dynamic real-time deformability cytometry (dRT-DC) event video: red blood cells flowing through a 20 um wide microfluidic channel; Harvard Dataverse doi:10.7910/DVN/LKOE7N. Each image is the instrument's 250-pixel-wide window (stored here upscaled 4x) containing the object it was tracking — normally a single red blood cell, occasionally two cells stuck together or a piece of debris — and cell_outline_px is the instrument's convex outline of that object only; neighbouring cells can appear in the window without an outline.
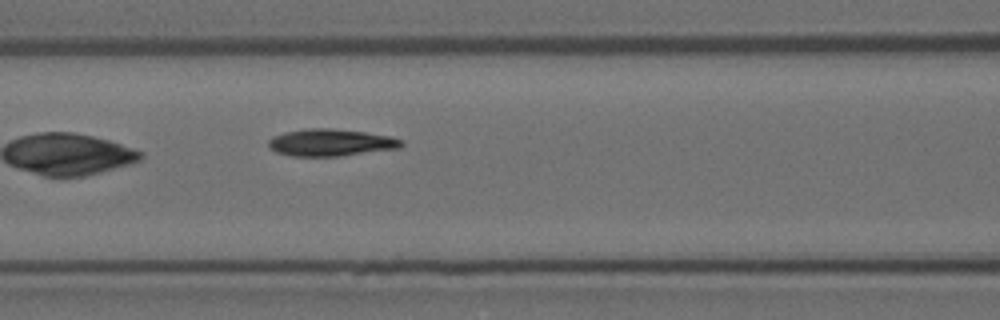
{"species": "Egyptian fruit bat (a non-hibernating species)", "species_latin": "Rousettus aegyptiacus", "temperature_condition": "room temperature", "stored_images_in_passage": 8, "camera_frame_rate_fps": 3000, "um_per_image_px": 0.085, "animal": {"sex": "female"}, "frame": {"image": 1, "passage_image": 8, "time_ms": 2.333, "image_size_px": [1000, 320], "cell_outline_px": [[404, 144], [400, 148], [340, 156], [292, 156], [276, 152], [268, 148], [268, 140], [272, 136], [284, 132], [308, 128], [332, 128], [364, 132], [392, 136], [404, 140]], "centroid_in_image_um": [28.12, 12.11], "position_along_channel_um": 138.5, "area_um2": 21.21}}